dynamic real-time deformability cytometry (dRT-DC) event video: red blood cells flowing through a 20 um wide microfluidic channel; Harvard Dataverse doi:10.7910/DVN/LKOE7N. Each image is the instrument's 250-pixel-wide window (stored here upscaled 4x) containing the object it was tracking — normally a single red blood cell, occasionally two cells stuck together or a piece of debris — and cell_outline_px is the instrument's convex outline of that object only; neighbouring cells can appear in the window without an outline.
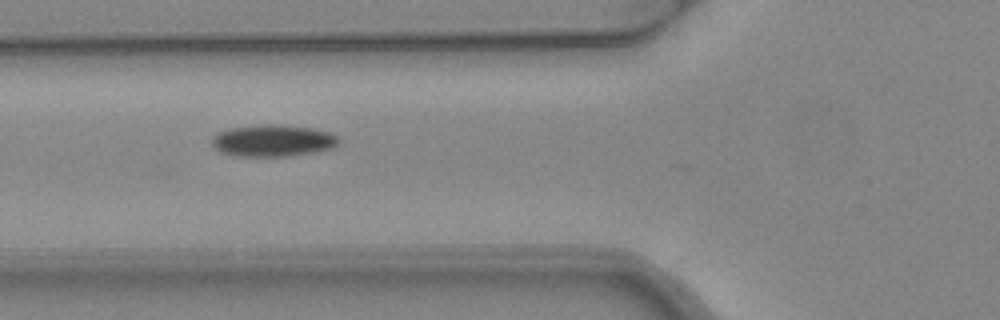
{"species": "common noctule bat (a hibernating species)", "species_latin": "Nyctalus noctula", "temperature_condition": "warm", "stored_images_in_passage": 7, "camera_frame_rate_fps": 3000, "um_per_image_px": 0.085, "animal": {"sex": "female", "body_mass_g": 24.6, "forearm_length_mm": 56.2}, "frame": {"image": 1, "passage_image": 5, "time_ms": 1.333, "image_size_px": [1000, 320], "cell_outline_px": [[340, 140], [332, 148], [316, 152], [288, 156], [232, 156], [220, 152], [212, 144], [212, 136], [228, 128], [264, 124], [276, 124], [312, 128], [332, 132]], "centroid_in_image_um": [23.19, 11.95], "position_along_channel_um": 102.6, "area_um2": 23.64}}
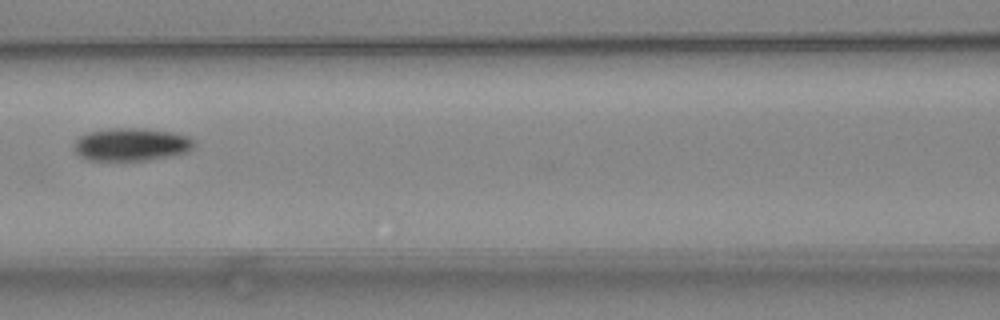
{"frame": {"image": 2, "passage_image": 6, "time_ms": 1.667, "image_size_px": [1000, 320], "cell_outline_px": [[196, 144], [188, 152], [148, 160], [88, 160], [80, 156], [72, 148], [72, 144], [80, 136], [88, 132], [112, 128], [144, 128], [176, 132], [192, 136], [196, 140]], "centroid_in_image_um": [11.21, 12.26], "position_along_channel_um": 155.4, "area_um2": 23.41}}
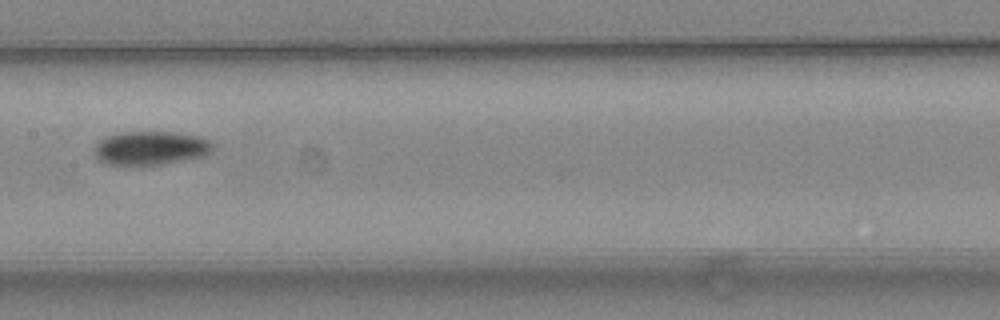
{"frame": {"image": 3, "passage_image": 7, "time_ms": 2.0, "image_size_px": [1000, 320], "cell_outline_px": [[216, 144], [212, 152], [204, 156], [164, 164], [108, 164], [100, 160], [92, 152], [92, 148], [104, 136], [120, 132], [172, 132], [200, 136], [212, 140]], "centroid_in_image_um": [12.84, 12.56], "position_along_channel_um": 194.6, "area_um2": 23.58}}